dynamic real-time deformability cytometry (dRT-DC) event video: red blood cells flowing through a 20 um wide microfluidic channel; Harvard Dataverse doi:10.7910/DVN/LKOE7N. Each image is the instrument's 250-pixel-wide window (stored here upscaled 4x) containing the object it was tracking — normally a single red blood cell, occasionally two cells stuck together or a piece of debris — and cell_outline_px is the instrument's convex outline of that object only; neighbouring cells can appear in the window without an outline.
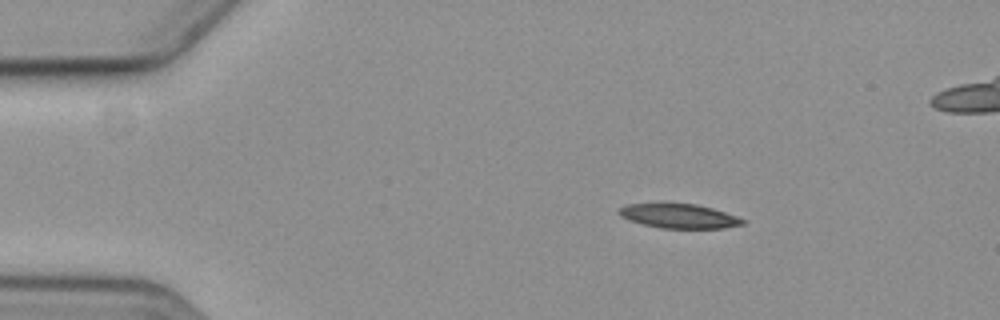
{"species": "common noctule bat (a hibernating species)", "species_latin": "Nyctalus noctula", "temperature_condition": "cold", "stored_images_in_passage": 5, "camera_frame_rate_fps": 3000, "um_per_image_px": 0.085, "animal": {"sex": "female", "body_mass_g": 19.3, "forearm_length_mm": 54.1}, "frame": {"image": 1, "passage_image": 2, "time_ms": 1.0, "image_size_px": [1000, 320], "cell_outline_px": [[748, 220], [744, 224], [724, 228], [660, 228], [628, 220], [620, 216], [616, 212], [620, 208], [628, 204], [696, 204], [712, 208]], "centroid_in_image_um": [57.73, 18.37], "position_along_channel_um": 27.3, "area_um2": 17.4}}